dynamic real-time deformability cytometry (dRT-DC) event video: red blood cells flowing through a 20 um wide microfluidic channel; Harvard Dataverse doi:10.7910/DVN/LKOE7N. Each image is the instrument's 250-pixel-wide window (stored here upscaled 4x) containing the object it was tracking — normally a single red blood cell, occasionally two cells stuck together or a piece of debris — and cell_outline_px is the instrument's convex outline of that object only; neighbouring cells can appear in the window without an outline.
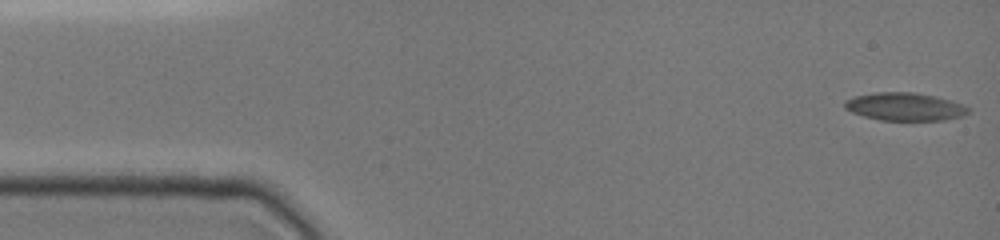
{"species": "common noctule bat (a hibernating species)", "species_latin": "Nyctalus noctula", "temperature_condition": "cold", "stored_images_in_passage": 18, "camera_frame_rate_fps": 3000, "um_per_image_px": 0.085, "animal": {"sex": "female", "body_mass_g": 19.0, "forearm_length_mm": 51.5}, "frame": {"image": 1, "passage_image": 1, "time_ms": 0.0, "image_size_px": [1000, 240], "cell_outline_px": [[972, 112], [964, 116], [944, 120], [880, 120], [864, 116], [852, 112], [844, 108], [844, 100], [856, 96], [876, 92], [916, 92], [936, 96], [964, 104]], "centroid_in_image_um": [76.95, 9.06], "position_along_channel_um": 8.1, "area_um2": 20.29}}
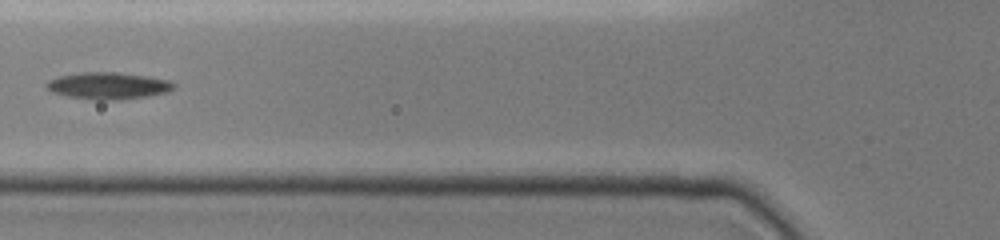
{"frame": {"image": 2, "passage_image": 11, "time_ms": 5.667, "image_size_px": [1000, 240], "cell_outline_px": [[176, 88], [168, 92], [148, 96], [120, 100], [96, 100], [68, 96], [52, 92], [44, 88], [44, 84], [48, 80], [60, 76], [80, 72], [120, 72], [148, 76], [172, 80], [176, 84]], "centroid_in_image_um": [9.23, 7.28], "position_along_channel_um": 116.6, "area_um2": 20.35}}
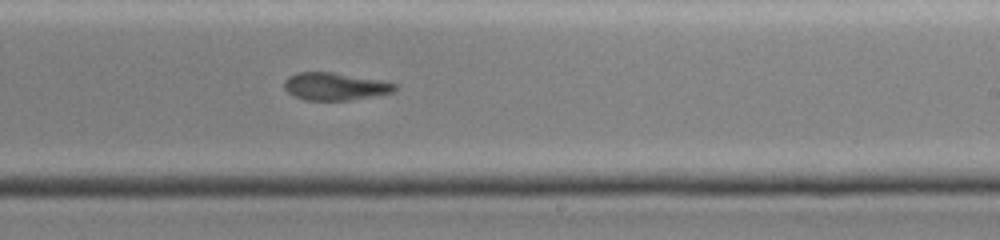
{"frame": {"image": 3, "passage_image": 18, "time_ms": 9.333, "image_size_px": [1000, 240], "cell_outline_px": [[396, 88], [392, 92], [348, 100], [304, 100], [292, 96], [284, 88], [284, 80], [288, 76], [296, 72], [332, 72], [380, 80], [396, 84]], "centroid_in_image_um": [28.39, 7.34], "position_along_channel_um": 260.6, "area_um2": 17.63}}